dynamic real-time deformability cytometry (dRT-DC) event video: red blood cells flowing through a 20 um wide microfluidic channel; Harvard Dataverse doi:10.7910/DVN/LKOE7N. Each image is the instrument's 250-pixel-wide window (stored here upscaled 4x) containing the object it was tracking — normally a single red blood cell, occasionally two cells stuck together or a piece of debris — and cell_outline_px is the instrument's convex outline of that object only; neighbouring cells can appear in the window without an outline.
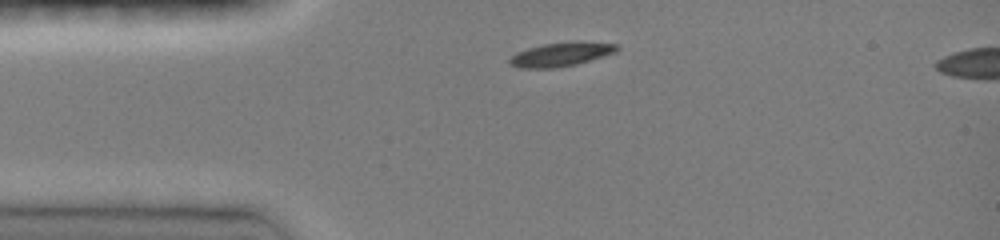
{"species": "common noctule bat (a hibernating species)", "species_latin": "Nyctalus noctula", "temperature_condition": "room temperature", "stored_images_in_passage": 3, "segment_of_instrument_passage": [1, 2], "camera_frame_rate_fps": 3000, "um_per_image_px": 0.085, "animal": {"sex": "female", "body_mass_g": 19.0, "forearm_length_mm": 51.5}, "frame": {"image": 1, "passage_image": 1, "time_ms": 0.0, "image_size_px": [1000, 240], "cell_outline_px": [[620, 48], [616, 52], [576, 64], [556, 68], [520, 68], [508, 64], [508, 60], [516, 52], [528, 48], [544, 44], [580, 40], [616, 44]], "centroid_in_image_um": [47.68, 4.61], "position_along_channel_um": 37.3, "area_um2": 15.09}}